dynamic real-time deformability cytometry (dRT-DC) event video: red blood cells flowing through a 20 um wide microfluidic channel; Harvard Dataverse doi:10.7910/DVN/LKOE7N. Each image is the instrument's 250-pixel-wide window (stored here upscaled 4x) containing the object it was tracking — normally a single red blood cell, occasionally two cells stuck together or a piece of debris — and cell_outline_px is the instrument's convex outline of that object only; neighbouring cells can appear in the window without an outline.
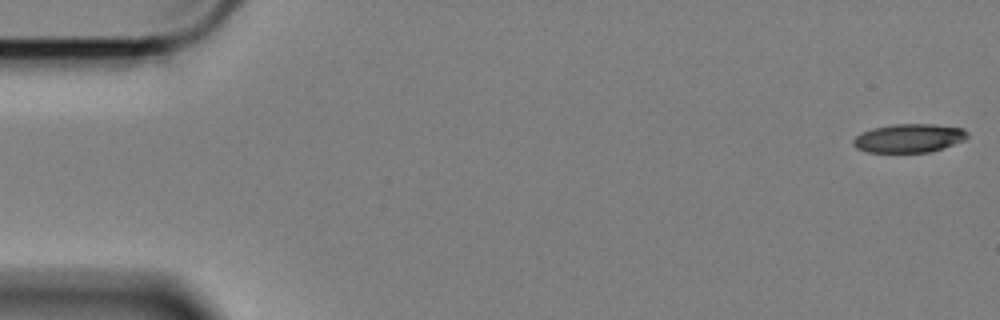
{"species": "Egyptian fruit bat (a non-hibernating species)", "species_latin": "Rousettus aegyptiacus", "temperature_condition": "cold", "stored_images_in_passage": 9, "camera_frame_rate_fps": 3000, "um_per_image_px": 0.085, "animal": {"sex": "female"}, "frame": {"image": 1, "passage_image": 1, "time_ms": 0.0, "image_size_px": [1000, 320], "cell_outline_px": [[968, 136], [964, 140], [928, 152], [868, 152], [856, 148], [852, 144], [852, 140], [856, 136], [872, 128], [896, 124], [932, 124], [964, 128], [968, 132]], "centroid_in_image_um": [77.25, 11.74], "position_along_channel_um": 7.8, "area_um2": 18.84}}